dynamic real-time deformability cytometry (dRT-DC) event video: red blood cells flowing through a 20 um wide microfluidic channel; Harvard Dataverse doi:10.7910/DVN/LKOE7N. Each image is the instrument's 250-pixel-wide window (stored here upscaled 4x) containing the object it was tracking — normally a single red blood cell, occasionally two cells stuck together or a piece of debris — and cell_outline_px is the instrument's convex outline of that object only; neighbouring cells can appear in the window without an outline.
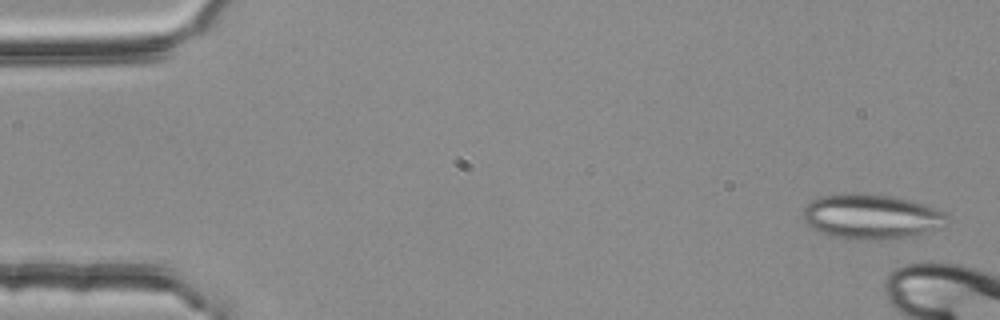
{"species": "common noctule bat (a hibernating species)", "species_latin": "Nyctalus noctula", "temperature_condition": "room temperature", "stored_images_in_passage": 3, "camera_frame_rate_fps": 3000, "um_per_image_px": 0.085, "animal": {"sex": "female", "body_mass_g": 25.1}, "frame": {"image": 1, "passage_image": 1, "time_ms": 0.0, "image_size_px": [1000, 320], "cell_outline_px": [[944, 216], [940, 228], [916, 236], [884, 240], [852, 240], [832, 236], [820, 232], [812, 228], [804, 220], [804, 208], [812, 200], [820, 196], [852, 192], [856, 192], [892, 196], [912, 200], [924, 204], [944, 212]], "centroid_in_image_um": [74.02, 18.42], "position_along_channel_um": 11.0, "area_um2": 37.8}}